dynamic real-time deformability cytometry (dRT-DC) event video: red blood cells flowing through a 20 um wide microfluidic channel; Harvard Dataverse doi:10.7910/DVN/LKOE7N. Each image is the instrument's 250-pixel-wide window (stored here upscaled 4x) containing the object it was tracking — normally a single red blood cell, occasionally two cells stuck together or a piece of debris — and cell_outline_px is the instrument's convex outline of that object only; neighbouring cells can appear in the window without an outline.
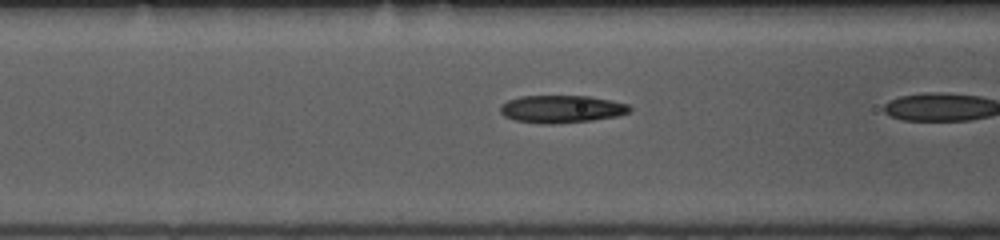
{"species": "common noctule bat (a hibernating species)", "species_latin": "Nyctalus noctula", "temperature_condition": "room temperature", "stored_images_in_passage": 19, "camera_frame_rate_fps": 3000, "um_per_image_px": 0.085, "animal": {"sex": "female", "body_mass_g": 10.0, "forearm_length_mm": 53.1}, "frame": {"image": 1, "passage_image": 18, "time_ms": 5.667, "image_size_px": [1000, 240], "cell_outline_px": [[632, 112], [616, 116], [592, 120], [552, 124], [544, 124], [516, 120], [504, 116], [500, 112], [500, 104], [508, 100], [520, 96], [588, 96], [612, 100], [628, 104], [632, 108]], "centroid_in_image_um": [47.74, 9.26], "position_along_channel_um": 118.9, "area_um2": 20.87}}